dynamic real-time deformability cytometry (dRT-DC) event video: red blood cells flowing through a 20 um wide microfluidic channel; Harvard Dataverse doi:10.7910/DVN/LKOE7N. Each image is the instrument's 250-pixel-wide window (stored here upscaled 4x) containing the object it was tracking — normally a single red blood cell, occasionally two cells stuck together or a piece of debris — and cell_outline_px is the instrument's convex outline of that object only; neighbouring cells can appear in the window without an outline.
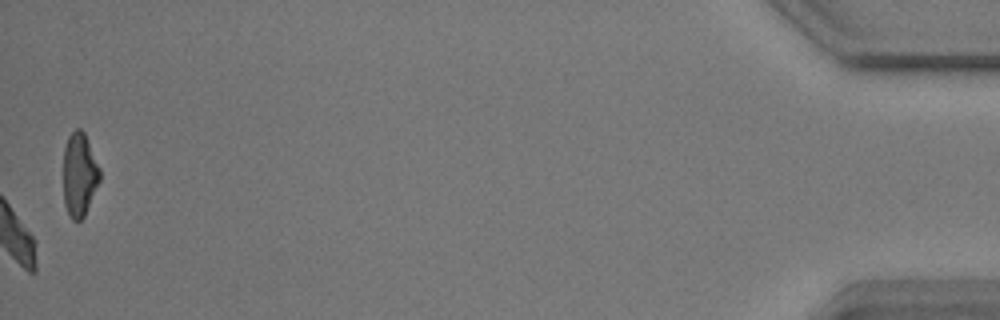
{"species": "common noctule bat (a hibernating species)", "species_latin": "Nyctalus noctula", "temperature_condition": "warm", "stored_images_in_passage": 51, "camera_frame_rate_fps": 3000, "um_per_image_px": 0.085, "animal": {"sex": "male", "body_mass_g": 17.9}, "frame": {"image": 1, "passage_image": 51, "time_ms": 16.667, "image_size_px": [1000, 320], "cell_outline_px": [[100, 180], [84, 216], [80, 220], [72, 220], [68, 216], [64, 204], [64, 148], [68, 136], [76, 128], [80, 128], [84, 132], [100, 168]], "centroid_in_image_um": [6.74, 14.84], "position_along_channel_um": 428.5, "area_um2": 17.74}, "authors_computed_cell_mechanics": {"area_um2": 16.5886, "velocity_mm_per_s": 3.5694, "shape_relaxation_time_tau1_ms": 2.5319, "shape_relaxation_time_tau2_ms": 5.4879, "deformation_change_tau1": 0.1154, "deformation_change_tau2": 0.0798}}